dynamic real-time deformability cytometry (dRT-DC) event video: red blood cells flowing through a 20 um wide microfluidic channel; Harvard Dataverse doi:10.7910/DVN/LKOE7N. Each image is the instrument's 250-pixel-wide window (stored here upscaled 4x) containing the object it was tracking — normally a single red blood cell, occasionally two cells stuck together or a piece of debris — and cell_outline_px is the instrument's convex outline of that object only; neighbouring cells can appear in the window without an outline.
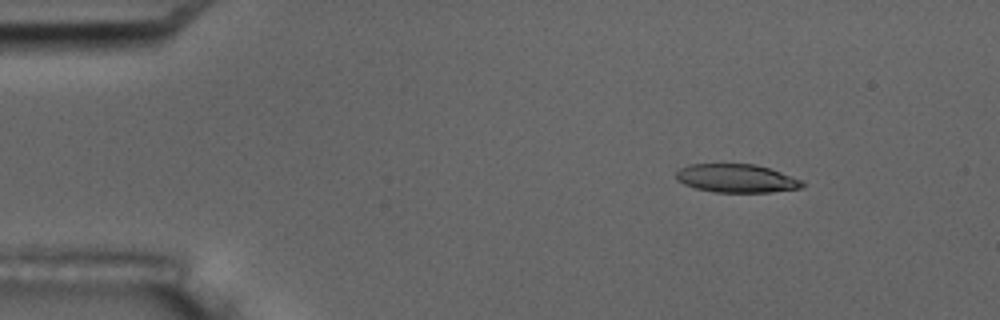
{"species": "common noctule bat (a hibernating species)", "species_latin": "Nyctalus noctula", "temperature_condition": "room temperature", "stored_images_in_passage": 5, "camera_frame_rate_fps": 3000, "um_per_image_px": 0.085, "animal": {"sex": "male", "body_mass_g": 17.5, "forearm_length_mm": 52.3}, "frame": {"image": 1, "passage_image": 2, "time_ms": 1.333, "image_size_px": [1000, 320], "cell_outline_px": [[804, 184], [800, 188], [772, 192], [716, 192], [696, 188], [684, 184], [676, 180], [676, 172], [680, 168], [688, 164], [756, 164], [804, 180]], "centroid_in_image_um": [62.59, 15.15], "position_along_channel_um": 22.4, "area_um2": 20.87}}
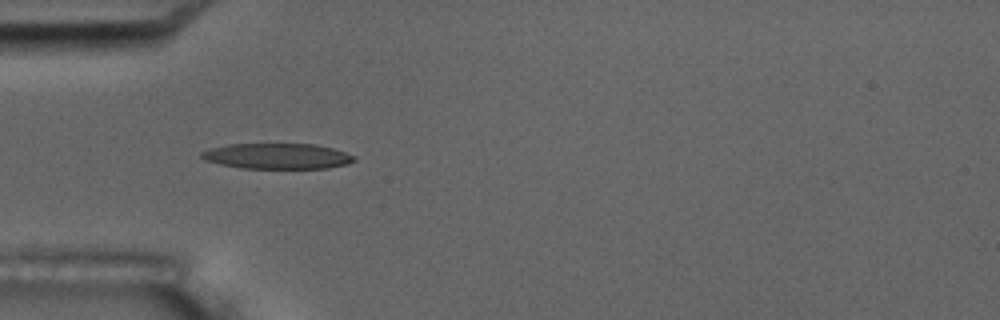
{"frame": {"image": 2, "passage_image": 4, "time_ms": 4.667, "image_size_px": [1000, 320], "cell_outline_px": [[356, 160], [348, 164], [328, 168], [240, 168], [220, 164], [204, 160], [200, 156], [200, 152], [208, 148], [228, 144], [312, 144], [332, 148], [356, 156]], "centroid_in_image_um": [23.54, 13.27], "position_along_channel_um": 61.5, "area_um2": 22.83}}